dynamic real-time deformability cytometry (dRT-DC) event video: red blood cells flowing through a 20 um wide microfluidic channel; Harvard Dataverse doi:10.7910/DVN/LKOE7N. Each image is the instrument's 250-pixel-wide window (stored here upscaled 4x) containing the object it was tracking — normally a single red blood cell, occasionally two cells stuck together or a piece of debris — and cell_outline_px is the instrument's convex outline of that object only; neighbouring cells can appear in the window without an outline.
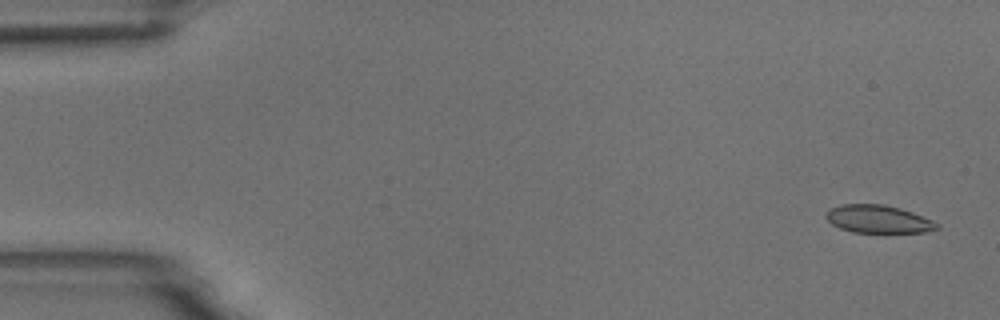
{"species": "common noctule bat (a hibernating species)", "species_latin": "Nyctalus noctula", "temperature_condition": "room temperature", "stored_images_in_passage": 6, "segment_of_instrument_passage": [1, 2], "camera_frame_rate_fps": 3000, "um_per_image_px": 0.085, "animal": {"sex": "male", "body_mass_g": 18.8}, "frame": {"image": 1, "passage_image": 1, "time_ms": 0.0, "image_size_px": [1000, 320], "cell_outline_px": [[940, 228], [924, 232], [884, 236], [852, 232], [840, 228], [832, 224], [824, 216], [828, 208], [840, 204], [884, 204], [900, 208], [912, 212], [932, 220], [940, 224]], "centroid_in_image_um": [74.67, 18.68], "position_along_channel_um": 10.3, "area_um2": 19.13}}